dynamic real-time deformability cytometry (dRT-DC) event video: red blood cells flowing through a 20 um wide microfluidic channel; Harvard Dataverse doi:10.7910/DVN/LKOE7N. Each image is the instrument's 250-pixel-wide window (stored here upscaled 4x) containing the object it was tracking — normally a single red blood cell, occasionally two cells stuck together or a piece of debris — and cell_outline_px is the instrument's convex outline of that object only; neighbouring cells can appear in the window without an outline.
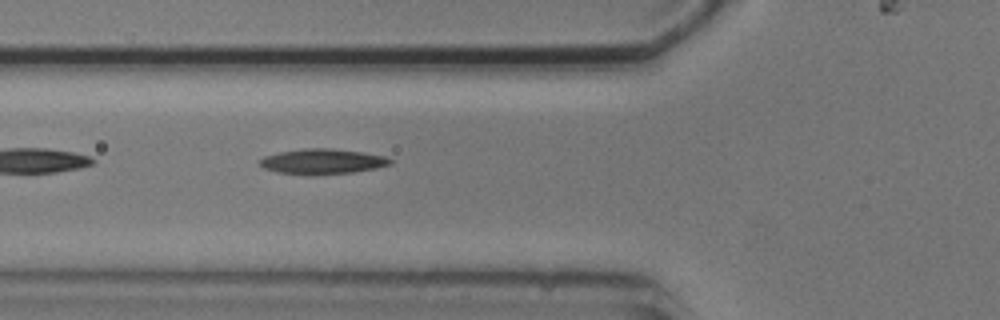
{"species": "common noctule bat (a hibernating species)", "species_latin": "Nyctalus noctula", "temperature_condition": "cold", "stored_images_in_passage": 3, "camera_frame_rate_fps": 3000, "um_per_image_px": 0.085, "animal": {"sex": "male", "body_mass_g": 20.5, "forearm_length_mm": 52.5}, "frame": {"image": 1, "passage_image": 2, "time_ms": 1.333, "image_size_px": [1000, 320], "cell_outline_px": [[392, 164], [376, 168], [352, 172], [312, 176], [308, 176], [276, 172], [264, 168], [260, 164], [260, 160], [264, 156], [280, 152], [304, 148], [328, 148], [364, 152], [388, 156], [392, 160]], "centroid_in_image_um": [27.42, 13.73], "position_along_channel_um": 98.4, "area_um2": 19.48}}